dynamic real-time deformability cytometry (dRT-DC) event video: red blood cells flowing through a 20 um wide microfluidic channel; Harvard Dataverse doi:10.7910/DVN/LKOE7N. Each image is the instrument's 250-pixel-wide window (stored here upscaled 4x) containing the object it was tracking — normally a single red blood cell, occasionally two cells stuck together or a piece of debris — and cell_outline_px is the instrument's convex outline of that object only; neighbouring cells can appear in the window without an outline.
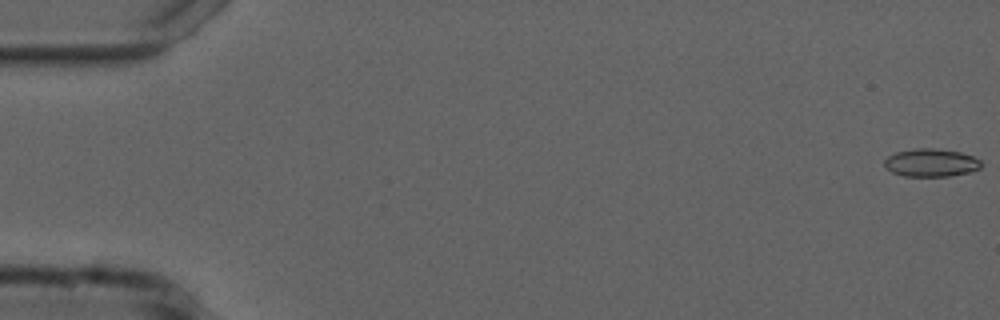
{"species": "common noctule bat (a hibernating species)", "species_latin": "Nyctalus noctula", "temperature_condition": "cold", "stored_images_in_passage": 55, "camera_frame_rate_fps": 3000, "um_per_image_px": 0.085, "animal": {"sex": "male", "forearm_length_mm": 52.5}, "frame": {"image": 1, "passage_image": 1, "time_ms": 0.0, "image_size_px": [1000, 320], "cell_outline_px": [[980, 168], [968, 172], [948, 176], [904, 176], [892, 172], [884, 164], [884, 160], [888, 156], [896, 152], [916, 148], [936, 148], [960, 152], [972, 156], [980, 160]], "centroid_in_image_um": [79.12, 13.82], "position_along_channel_um": 5.9, "area_um2": 15.61}}
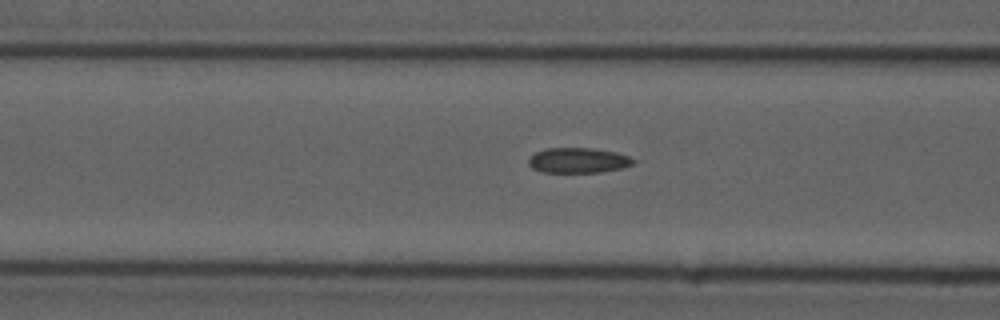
{"frame": {"image": 2, "passage_image": 22, "time_ms": 7.0, "image_size_px": [1000, 320], "cell_outline_px": [[640, 160], [632, 164], [620, 168], [600, 172], [544, 172], [532, 168], [528, 164], [528, 160], [536, 152], [548, 148], [592, 148], [616, 152]], "centroid_in_image_um": [49.18, 13.63], "position_along_channel_um": 117.4, "area_um2": 15.32}}
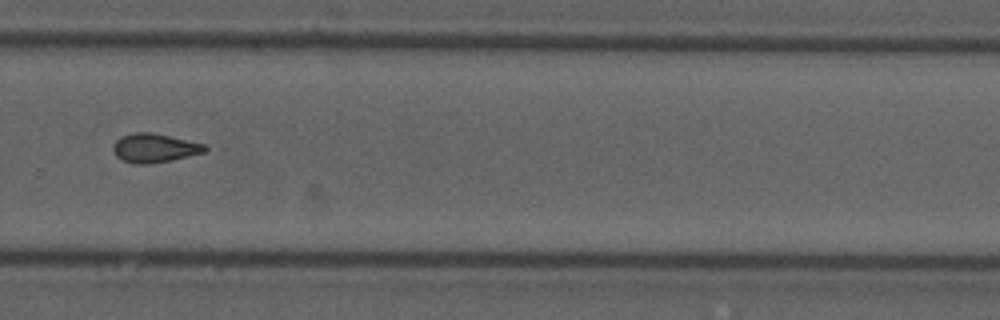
{"frame": {"image": 3, "passage_image": 38, "time_ms": 12.333, "image_size_px": [1000, 320], "cell_outline_px": [[212, 148], [204, 152], [172, 160], [148, 164], [136, 164], [120, 160], [116, 156], [112, 148], [112, 144], [116, 140], [124, 136], [136, 132], [152, 132], [204, 144]], "centroid_in_image_um": [13.13, 12.59], "position_along_channel_um": 316.7, "area_um2": 15.49}, "authors_computed_cell_mechanics": {"area_um2": 15.4326, "velocity_mm_per_s": 3.7456, "shape_relaxation_time_tau1_ms": null, "shape_relaxation_time_tau2_ms": 2.855, "deformation_change_tau1": null, "deformation_change_tau2": 0.088}}